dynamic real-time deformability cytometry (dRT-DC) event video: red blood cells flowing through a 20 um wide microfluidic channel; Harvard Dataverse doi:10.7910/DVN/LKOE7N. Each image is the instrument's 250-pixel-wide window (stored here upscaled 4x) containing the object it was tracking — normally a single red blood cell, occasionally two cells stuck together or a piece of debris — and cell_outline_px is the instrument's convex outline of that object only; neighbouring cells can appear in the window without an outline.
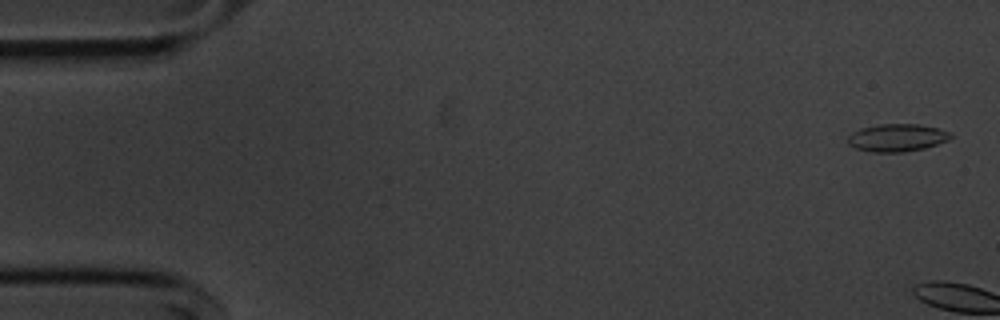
{"species": "common noctule bat (a hibernating species)", "species_latin": "Nyctalus noctula", "temperature_condition": "cold", "stored_images_in_passage": 4, "camera_frame_rate_fps": 3000, "um_per_image_px": 0.085, "animal": {"sex": "male", "body_mass_g": 20.1, "forearm_length_mm": 53.5}, "frame": {"image": 1, "passage_image": 2, "time_ms": 0.333, "image_size_px": [1000, 320], "cell_outline_px": [[952, 136], [948, 140], [924, 148], [904, 152], [872, 152], [856, 148], [848, 144], [848, 136], [852, 132], [860, 128], [880, 124], [920, 124], [936, 128], [948, 132]], "centroid_in_image_um": [76.21, 11.7], "position_along_channel_um": 8.8, "area_um2": 16.42}}